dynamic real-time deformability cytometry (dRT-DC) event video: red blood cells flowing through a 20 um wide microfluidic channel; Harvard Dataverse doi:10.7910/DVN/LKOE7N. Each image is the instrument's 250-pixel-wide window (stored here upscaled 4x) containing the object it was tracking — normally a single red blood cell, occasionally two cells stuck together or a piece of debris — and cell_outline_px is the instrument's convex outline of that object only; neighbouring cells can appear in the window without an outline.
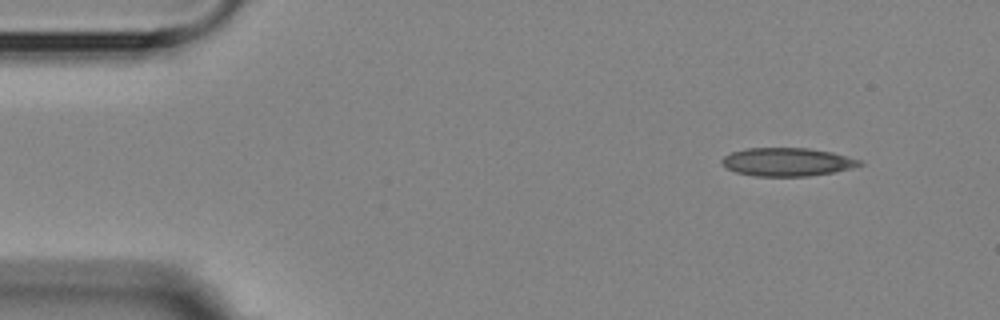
{"species": "Egyptian fruit bat (a non-hibernating species)", "species_latin": "Rousettus aegyptiacus", "temperature_condition": "room temperature", "stored_images_in_passage": 5, "camera_frame_rate_fps": 3000, "um_per_image_px": 0.085, "animal": {"sex": "female"}, "frame": {"image": 1, "passage_image": 2, "time_ms": 1.0, "image_size_px": [1000, 320], "cell_outline_px": [[864, 164], [852, 168], [836, 172], [808, 176], [756, 176], [736, 172], [728, 168], [720, 160], [724, 156], [732, 152], [748, 148], [808, 148], [832, 152], [860, 160]], "centroid_in_image_um": [66.94, 13.77], "position_along_channel_um": 18.1, "area_um2": 22.6}}
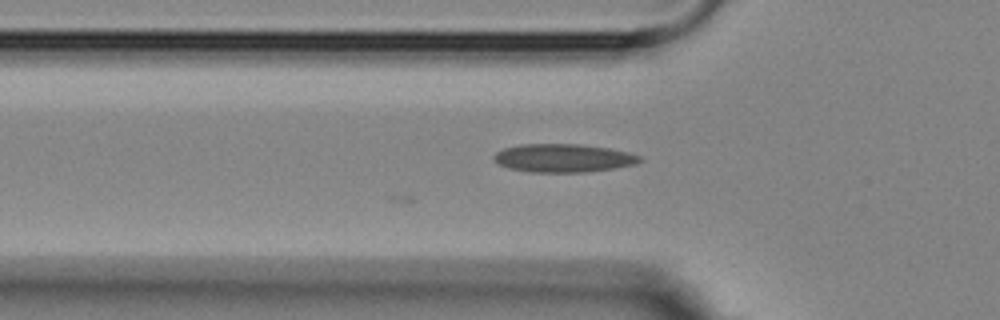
{"frame": {"image": 2, "passage_image": 5, "time_ms": 5.0, "image_size_px": [1000, 320], "cell_outline_px": [[644, 160], [636, 164], [612, 168], [584, 172], [528, 172], [508, 168], [492, 160], [492, 156], [496, 152], [504, 148], [520, 144], [580, 144], [608, 148], [628, 152], [640, 156]], "centroid_in_image_um": [47.85, 13.43], "position_along_channel_um": 77.9, "area_um2": 24.1}}